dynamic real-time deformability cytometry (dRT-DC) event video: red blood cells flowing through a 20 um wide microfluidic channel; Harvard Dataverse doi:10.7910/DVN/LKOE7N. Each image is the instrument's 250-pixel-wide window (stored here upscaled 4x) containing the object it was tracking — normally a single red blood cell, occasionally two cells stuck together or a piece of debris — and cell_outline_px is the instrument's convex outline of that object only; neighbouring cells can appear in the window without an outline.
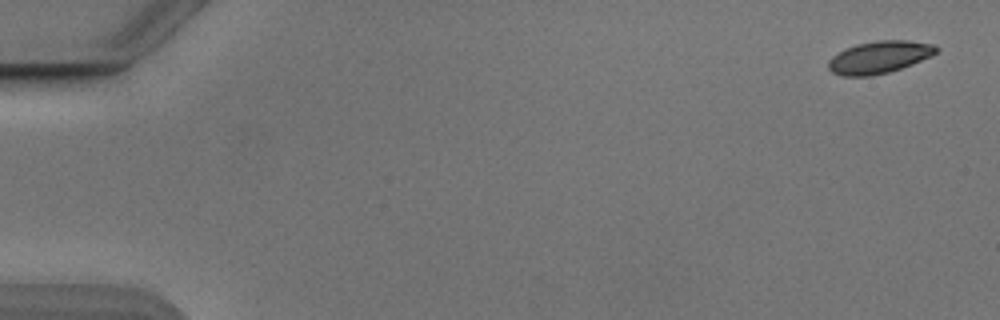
{"species": "Egyptian fruit bat (a non-hibernating species)", "species_latin": "Rousettus aegyptiacus", "temperature_condition": "cold", "stored_images_in_passage": 52, "camera_frame_rate_fps": 3000, "um_per_image_px": 0.085, "animal": {"sex": "male"}, "frame": {"image": 1, "passage_image": 1, "time_ms": 0.0, "image_size_px": [1000, 320], "cell_outline_px": [[940, 48], [932, 56], [912, 64], [888, 72], [868, 76], [840, 76], [832, 72], [828, 68], [828, 60], [832, 56], [856, 44], [876, 40], [908, 40], [932, 44]], "centroid_in_image_um": [74.74, 4.86], "position_along_channel_um": 10.3, "area_um2": 20.23}}
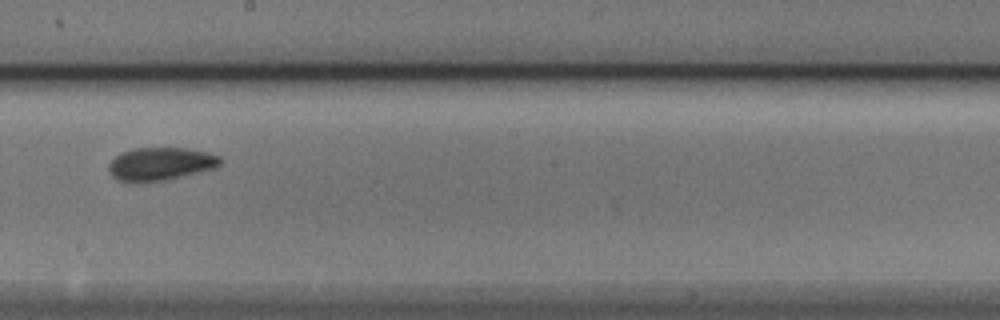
{"frame": {"image": 2, "passage_image": 30, "time_ms": 9.667, "image_size_px": [1000, 320], "cell_outline_px": [[224, 164], [216, 168], [168, 180], [140, 184], [128, 184], [116, 180], [112, 176], [108, 168], [108, 164], [116, 156], [124, 152], [136, 148], [184, 148], [208, 152], [220, 156], [224, 160]], "centroid_in_image_um": [13.66, 13.98], "position_along_channel_um": 234.5, "area_um2": 22.2}}
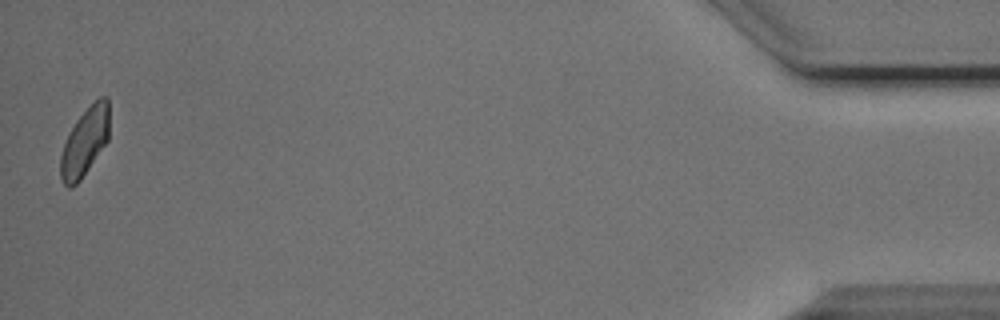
{"frame": {"image": 3, "passage_image": 52, "time_ms": 17.0, "image_size_px": [1000, 320], "cell_outline_px": [[108, 140], [80, 180], [72, 188], [68, 188], [64, 184], [60, 176], [60, 156], [68, 132], [76, 120], [100, 96], [108, 96]], "centroid_in_image_um": [7.18, 12.08], "position_along_channel_um": 428.0, "area_um2": 19.13}, "authors_computed_cell_mechanics": {"area_um2": 20.7502, "velocity_mm_per_s": 3.8481, "shape_relaxation_time_tau1_ms": 3.1959, "shape_relaxation_time_tau2_ms": 1.9256, "deformation_change_tau1": 0.0993, "deformation_change_tau2": 0.0599}}